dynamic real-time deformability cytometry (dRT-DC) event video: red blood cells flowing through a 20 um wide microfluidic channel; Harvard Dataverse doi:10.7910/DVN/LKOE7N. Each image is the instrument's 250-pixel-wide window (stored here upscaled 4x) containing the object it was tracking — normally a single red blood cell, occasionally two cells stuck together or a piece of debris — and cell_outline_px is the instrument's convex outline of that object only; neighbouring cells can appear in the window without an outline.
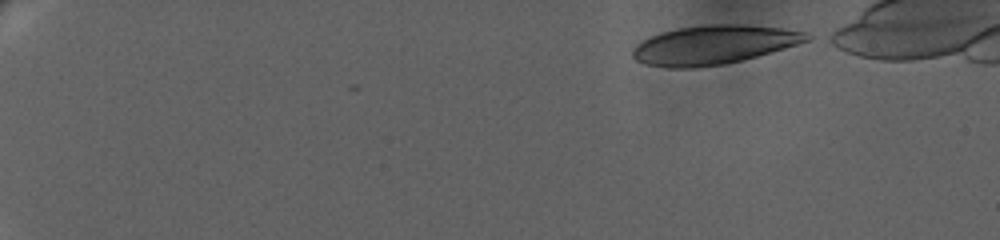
{"species": "human", "species_latin": "Homo sapiens", "temperature_condition": "warm", "stored_images_in_passage": 30, "camera_frame_rate_fps": 3000, "um_per_image_px": 0.085, "donor": {"sex": "female"}, "frame": {"image": 1, "passage_image": 1, "time_ms": 0.0, "image_size_px": [1000, 240], "cell_outline_px": [[812, 40], [756, 56], [724, 64], [692, 68], [668, 68], [648, 64], [636, 60], [632, 56], [632, 48], [636, 44], [660, 32], [680, 28], [712, 24], [744, 24], [780, 28], [804, 32], [812, 36]], "centroid_in_image_um": [60.66, 3.81], "position_along_channel_um": 24.3, "area_um2": 39.19}}